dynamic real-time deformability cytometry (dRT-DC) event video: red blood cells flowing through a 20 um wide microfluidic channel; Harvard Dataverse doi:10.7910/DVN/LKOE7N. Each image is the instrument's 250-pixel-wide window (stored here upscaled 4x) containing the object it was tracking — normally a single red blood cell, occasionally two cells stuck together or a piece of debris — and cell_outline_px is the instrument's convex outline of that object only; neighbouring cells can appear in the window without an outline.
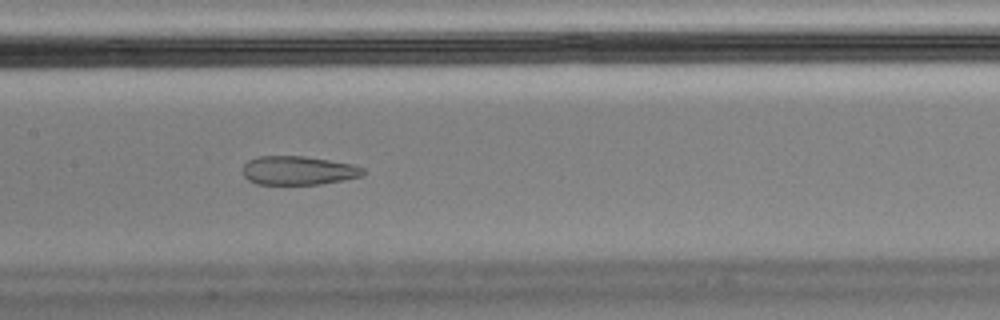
{"species": "Egyptian fruit bat (a non-hibernating species)", "species_latin": "Rousettus aegyptiacus", "temperature_condition": "cold", "stored_images_in_passage": 54, "camera_frame_rate_fps": 3000, "um_per_image_px": 0.085, "animal": {"sex": "male"}, "frame": {"image": 1, "passage_image": 24, "time_ms": 7.667, "image_size_px": [1000, 320], "cell_outline_px": [[364, 172], [360, 176], [344, 180], [320, 184], [256, 184], [248, 180], [244, 176], [244, 164], [248, 160], [260, 156], [304, 156], [352, 164], [364, 168]], "centroid_in_image_um": [25.34, 14.49], "position_along_channel_um": 182.1, "area_um2": 20.06}, "authors_computed_cell_mechanics": {"area_um2": 22.9466, "velocity_mm_per_s": 3.4836, "shape_relaxation_time_tau1_ms": null, "shape_relaxation_time_tau2_ms": 1.4148, "deformation_change_tau1": null, "deformation_change_tau2": 0.086}}